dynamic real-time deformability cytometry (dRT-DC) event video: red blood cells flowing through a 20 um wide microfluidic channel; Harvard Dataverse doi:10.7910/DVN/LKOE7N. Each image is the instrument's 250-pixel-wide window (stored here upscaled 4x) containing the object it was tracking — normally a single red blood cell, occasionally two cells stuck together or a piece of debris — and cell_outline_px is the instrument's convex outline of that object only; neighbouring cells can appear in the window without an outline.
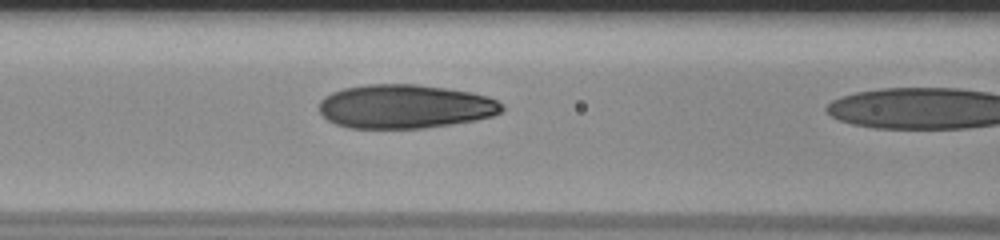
{"species": "human", "species_latin": "Homo sapiens", "temperature_condition": "room temperature", "stored_images_in_passage": 19, "camera_frame_rate_fps": 3000, "um_per_image_px": 0.085, "donor": {"sex": "male"}, "frame": {"image": 1, "passage_image": 18, "time_ms": 5.667, "image_size_px": [1000, 240], "cell_outline_px": [[504, 108], [500, 112], [492, 116], [476, 120], [424, 128], [348, 128], [336, 124], [328, 120], [320, 112], [320, 100], [324, 96], [332, 92], [344, 88], [368, 84], [416, 84], [472, 92], [488, 96], [504, 104]], "centroid_in_image_um": [34.43, 9.05], "position_along_channel_um": 132.2, "area_um2": 46.82}}